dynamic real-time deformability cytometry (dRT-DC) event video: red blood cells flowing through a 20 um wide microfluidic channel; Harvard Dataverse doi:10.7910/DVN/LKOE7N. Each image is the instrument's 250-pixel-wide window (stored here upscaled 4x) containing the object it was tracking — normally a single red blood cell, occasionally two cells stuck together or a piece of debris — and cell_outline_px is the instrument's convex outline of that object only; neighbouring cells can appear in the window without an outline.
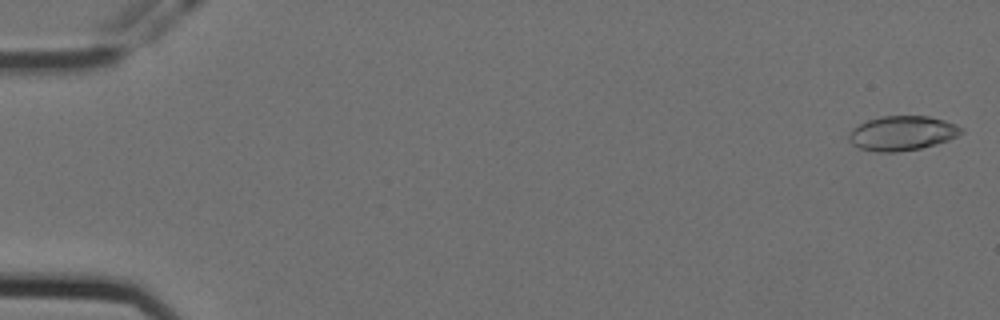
{"species": "Egyptian fruit bat (a non-hibernating species)", "species_latin": "Rousettus aegyptiacus", "temperature_condition": "cold", "stored_images_in_passage": 58, "camera_frame_rate_fps": 3000, "um_per_image_px": 0.085, "animal": {"sex": "female"}, "frame": {"image": 1, "passage_image": 2, "time_ms": 0.333, "image_size_px": [1000, 320], "cell_outline_px": [[964, 132], [948, 140], [936, 144], [920, 148], [896, 152], [876, 152], [860, 148], [852, 144], [848, 140], [848, 136], [860, 124], [868, 120], [880, 116], [928, 116], [944, 120], [956, 124], [964, 128]], "centroid_in_image_um": [76.72, 11.32], "position_along_channel_um": 8.3, "area_um2": 22.48}}
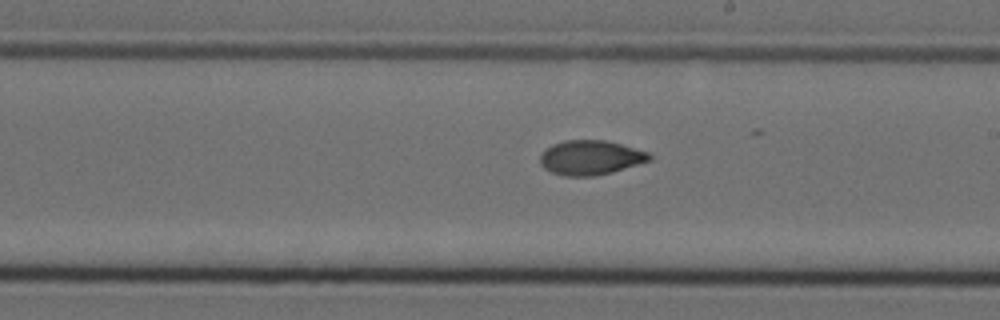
{"frame": {"image": 2, "passage_image": 34, "time_ms": 11.0, "image_size_px": [1000, 320], "cell_outline_px": [[652, 160], [612, 172], [596, 176], [564, 176], [552, 172], [544, 168], [540, 164], [540, 156], [544, 148], [552, 144], [564, 140], [604, 140], [620, 144], [648, 152], [652, 156]], "centroid_in_image_um": [50.17, 13.4], "position_along_channel_um": 238.8, "area_um2": 22.08}}
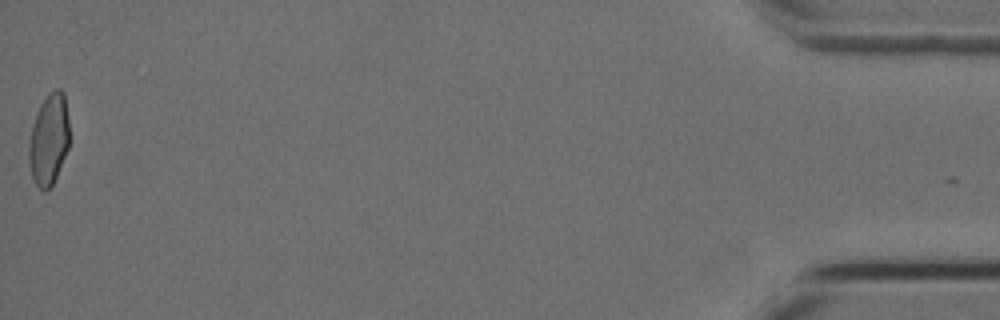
{"frame": {"image": 3, "passage_image": 58, "time_ms": 19.0, "image_size_px": [1000, 320], "cell_outline_px": [[68, 148], [52, 188], [44, 192], [36, 184], [32, 176], [28, 160], [28, 144], [32, 124], [40, 104], [48, 92], [56, 88], [60, 88], [64, 92], [68, 120]], "centroid_in_image_um": [4.14, 11.86], "position_along_channel_um": 431.1, "area_um2": 21.79}, "authors_computed_cell_mechanics": {"area_um2": 22.0218, "velocity_mm_per_s": 3.5638, "shape_relaxation_time_tau1_ms": 8.5926, "shape_relaxation_time_tau2_ms": 1.5353, "deformation_change_tau1": 0.1923, "deformation_change_tau2": 0.0476}}